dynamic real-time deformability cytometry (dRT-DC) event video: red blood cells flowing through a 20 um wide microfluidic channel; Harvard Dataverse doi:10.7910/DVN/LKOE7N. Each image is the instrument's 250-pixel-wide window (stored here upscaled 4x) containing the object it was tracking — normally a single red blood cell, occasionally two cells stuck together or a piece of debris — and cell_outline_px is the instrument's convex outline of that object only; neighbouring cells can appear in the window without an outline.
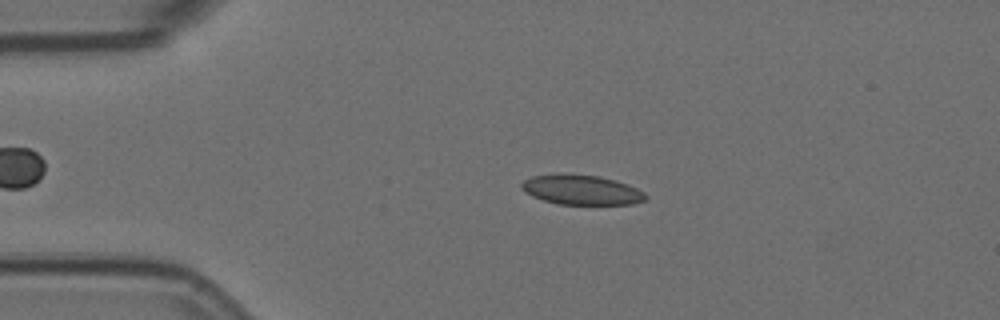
{"species": "Egyptian fruit bat (a non-hibernating species)", "species_latin": "Rousettus aegyptiacus", "temperature_condition": "room temperature", "stored_images_in_passage": 49, "camera_frame_rate_fps": 3000, "um_per_image_px": 0.085, "animal": {"sex": "female"}, "frame": {"image": 1, "passage_image": 11, "time_ms": 3.333, "image_size_px": [1000, 320], "cell_outline_px": [[648, 196], [644, 200], [632, 204], [556, 204], [532, 196], [524, 192], [520, 188], [520, 184], [524, 180], [532, 176], [596, 176], [616, 180], [628, 184], [644, 192]], "centroid_in_image_um": [49.44, 16.17], "position_along_channel_um": 35.6, "area_um2": 20.87}}
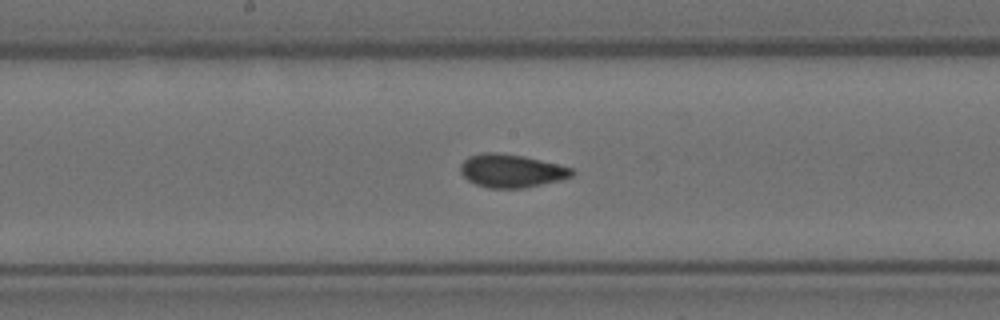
{"frame": {"image": 2, "passage_image": 28, "time_ms": 9.0, "image_size_px": [1000, 320], "cell_outline_px": [[576, 172], [572, 176], [560, 180], [524, 188], [488, 188], [476, 184], [468, 180], [460, 172], [460, 164], [468, 156], [484, 152], [496, 152], [524, 156], [572, 168]], "centroid_in_image_um": [43.45, 14.52], "position_along_channel_um": 204.8, "area_um2": 21.56}}
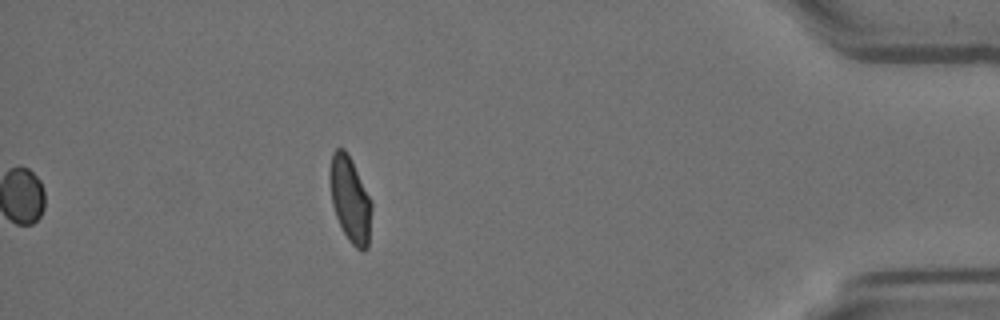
{"frame": {"image": 3, "passage_image": 49, "time_ms": 16.0, "image_size_px": [1000, 320], "cell_outline_px": [[372, 208], [368, 248], [364, 252], [360, 252], [348, 240], [336, 216], [332, 204], [328, 176], [328, 172], [332, 152], [336, 148], [344, 148], [352, 160], [372, 200]], "centroid_in_image_um": [29.76, 16.94], "position_along_channel_um": 405.4, "area_um2": 21.27}, "authors_computed_cell_mechanics": {"area_um2": 21.386, "velocity_mm_per_s": 3.5969, "shape_relaxation_time_tau1_ms": null, "shape_relaxation_time_tau2_ms": 0.8134, "deformation_change_tau1": null, "deformation_change_tau2": 0.0647}}